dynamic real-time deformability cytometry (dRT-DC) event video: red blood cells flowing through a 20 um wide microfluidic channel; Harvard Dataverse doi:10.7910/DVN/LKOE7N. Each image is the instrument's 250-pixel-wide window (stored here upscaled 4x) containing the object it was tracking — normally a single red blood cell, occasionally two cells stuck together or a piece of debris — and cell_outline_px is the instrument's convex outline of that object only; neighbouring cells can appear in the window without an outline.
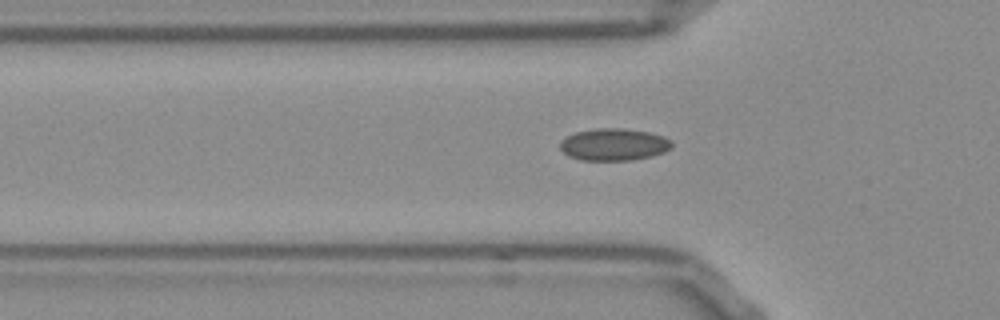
{"species": "Egyptian fruit bat (a non-hibernating species)", "species_latin": "Rousettus aegyptiacus", "temperature_condition": "room temperature", "stored_images_in_passage": 39, "camera_frame_rate_fps": 3000, "um_per_image_px": 0.085, "frame": {"image": 1, "passage_image": 3, "time_ms": 0.667, "image_size_px": [1000, 320], "cell_outline_px": [[672, 148], [664, 152], [652, 156], [632, 160], [580, 160], [568, 156], [560, 148], [560, 140], [576, 132], [596, 128], [624, 128], [648, 132], [664, 136], [672, 140]], "centroid_in_image_um": [52.2, 12.28], "position_along_channel_um": 73.6, "area_um2": 21.04}}
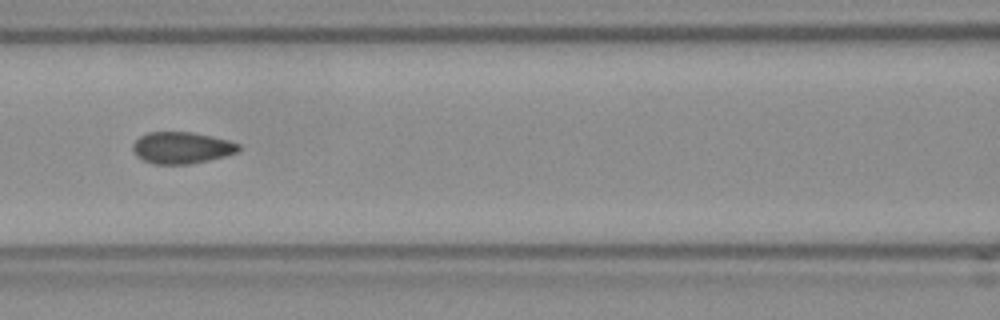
{"frame": {"image": 2, "passage_image": 9, "time_ms": 2.667, "image_size_px": [1000, 320], "cell_outline_px": [[240, 148], [236, 152], [224, 156], [208, 160], [188, 164], [152, 164], [136, 156], [132, 148], [132, 144], [140, 136], [148, 132], [192, 132], [212, 136], [228, 140], [240, 144]], "centroid_in_image_um": [15.42, 12.55], "position_along_channel_um": 151.2, "area_um2": 19.48}}
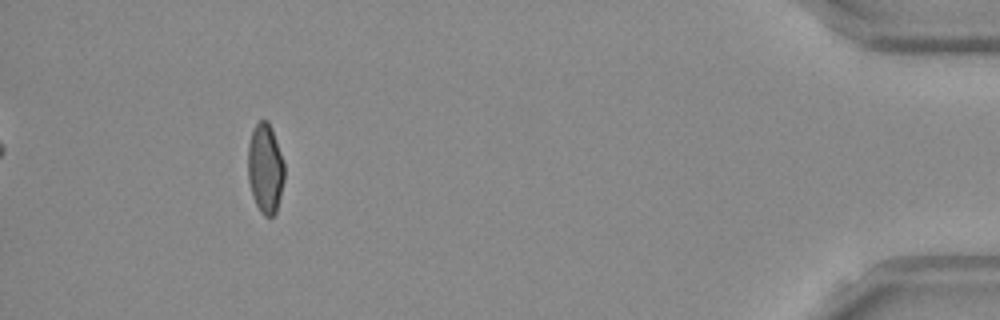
{"frame": {"image": 3, "passage_image": 35, "time_ms": 11.333, "image_size_px": [1000, 320], "cell_outline_px": [[284, 180], [276, 212], [272, 216], [264, 216], [260, 212], [252, 196], [248, 180], [248, 144], [252, 132], [256, 124], [260, 120], [268, 120], [272, 128], [284, 164]], "centroid_in_image_um": [22.54, 14.32], "position_along_channel_um": 412.7, "area_um2": 19.02}, "authors_computed_cell_mechanics": {"area_um2": 19.4786, "velocity_mm_per_s": 3.8089, "shape_relaxation_time_tau1_ms": null, "shape_relaxation_time_tau2_ms": 1.1009, "deformation_change_tau1": null, "deformation_change_tau2": 0.0606}}